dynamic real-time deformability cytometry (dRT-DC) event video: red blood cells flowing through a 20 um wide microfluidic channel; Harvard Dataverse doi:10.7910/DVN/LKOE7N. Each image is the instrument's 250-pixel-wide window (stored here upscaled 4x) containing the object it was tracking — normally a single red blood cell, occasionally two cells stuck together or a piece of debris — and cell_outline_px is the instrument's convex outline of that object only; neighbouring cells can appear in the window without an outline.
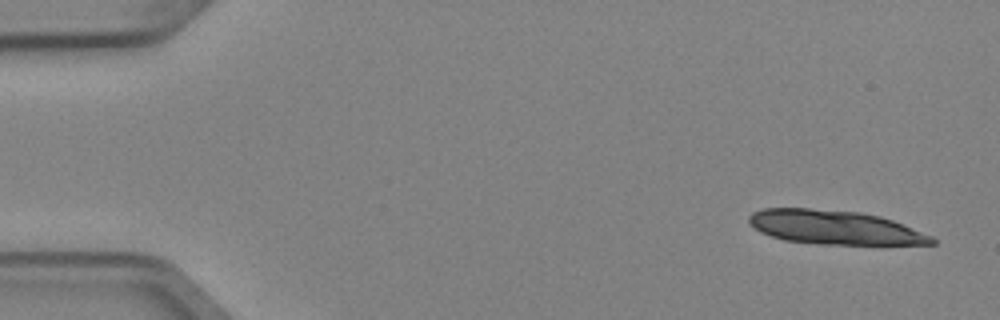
{"species": "Egyptian fruit bat (a non-hibernating species)", "species_latin": "Rousettus aegyptiacus", "temperature_condition": "cold", "stored_images_in_passage": 4, "camera_frame_rate_fps": 3000, "um_per_image_px": 0.085, "animal": {"sex": "female"}, "frame": {"image": 1, "passage_image": 1, "time_ms": 0.0, "image_size_px": [1000, 320], "cell_outline_px": [[936, 244], [820, 244], [784, 240], [760, 232], [752, 228], [748, 224], [748, 216], [752, 212], [764, 208], [808, 208], [860, 212], [880, 216], [892, 220], [932, 236], [936, 240]], "centroid_in_image_um": [70.88, 19.32], "position_along_channel_um": 14.1, "area_um2": 36.18}}